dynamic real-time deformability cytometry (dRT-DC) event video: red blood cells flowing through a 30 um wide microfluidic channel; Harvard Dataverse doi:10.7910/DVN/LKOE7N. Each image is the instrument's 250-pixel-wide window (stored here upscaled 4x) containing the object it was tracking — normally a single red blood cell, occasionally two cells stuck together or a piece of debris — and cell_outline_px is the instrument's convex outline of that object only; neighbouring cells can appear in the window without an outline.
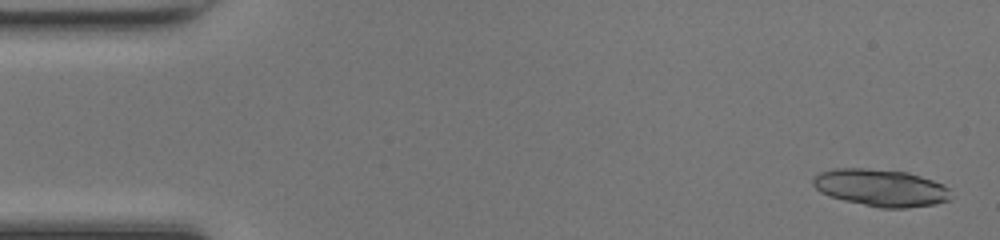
{"species": "common noctule bat (a hibernating species)", "species_latin": "Nyctalus noctula", "temperature_condition": "room temperature", "stored_images_in_passage": 47, "camera_frame_rate_fps": 3000, "um_per_image_px": 0.085, "animal": {"sex": "female", "body_mass_g": 17.0, "forearm_length_mm": 48.0}, "frame": {"image": 1, "passage_image": 2, "time_ms": 0.333, "image_size_px": [1000, 240], "cell_outline_px": [[952, 196], [948, 200], [936, 204], [904, 208], [880, 208], [844, 200], [828, 196], [820, 192], [812, 184], [812, 180], [820, 172], [832, 168], [864, 168], [908, 172], [944, 184], [948, 188]], "centroid_in_image_um": [74.86, 15.96], "position_along_channel_um": 10.1, "area_um2": 29.94}}
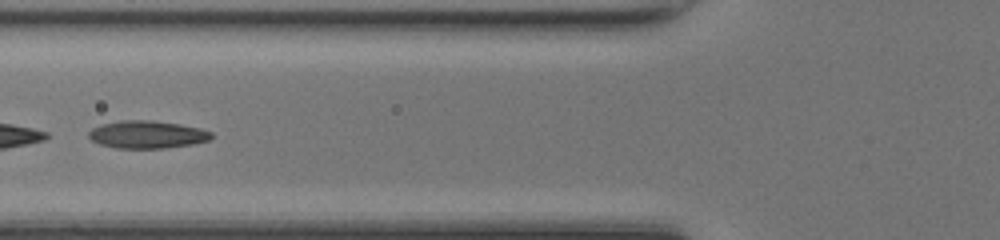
{"frame": {"image": 2, "passage_image": 19, "time_ms": 6.0, "image_size_px": [1000, 240], "cell_outline_px": [[212, 136], [208, 140], [192, 144], [164, 148], [116, 148], [100, 144], [92, 140], [88, 136], [88, 132], [92, 128], [100, 124], [120, 120], [152, 120], [180, 124], [200, 128], [212, 132]], "centroid_in_image_um": [12.48, 11.42], "position_along_channel_um": 113.3, "area_um2": 19.77}}
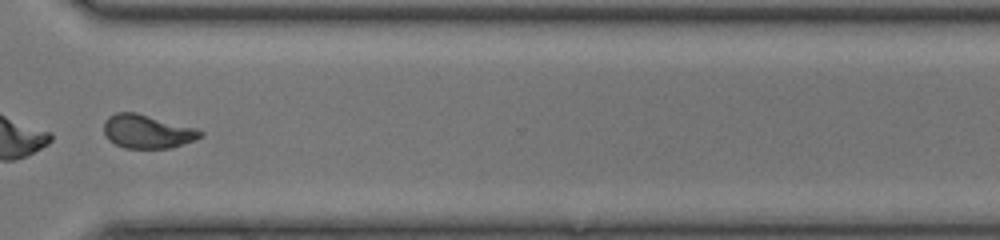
{"frame": {"image": 3, "passage_image": 36, "time_ms": 11.667, "image_size_px": [1000, 240], "cell_outline_px": [[204, 132], [200, 136], [192, 140], [172, 148], [124, 148], [108, 140], [104, 132], [104, 120], [108, 116], [116, 112], [136, 112], [196, 128]], "centroid_in_image_um": [12.47, 11.17], "position_along_channel_um": 358.1, "area_um2": 18.84}, "authors_computed_cell_mechanics": {"area_um2": 28.8422, "velocity_mm_per_s": 4.334, "shape_relaxation_time_tau1_ms": 3.9522, "shape_relaxation_time_tau2_ms": 1.1808, "deformation_change_tau1": 0.1841, "deformation_change_tau2": 0.0773}}